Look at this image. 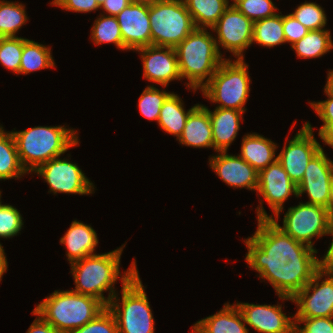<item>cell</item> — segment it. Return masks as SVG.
Segmentation results:
<instances>
[{
  "label": "cell",
  "instance_id": "cell-28",
  "mask_svg": "<svg viewBox=\"0 0 333 333\" xmlns=\"http://www.w3.org/2000/svg\"><path fill=\"white\" fill-rule=\"evenodd\" d=\"M55 62L50 47L23 38V50L19 74H28L39 69L52 68Z\"/></svg>",
  "mask_w": 333,
  "mask_h": 333
},
{
  "label": "cell",
  "instance_id": "cell-24",
  "mask_svg": "<svg viewBox=\"0 0 333 333\" xmlns=\"http://www.w3.org/2000/svg\"><path fill=\"white\" fill-rule=\"evenodd\" d=\"M241 145L239 156L258 173L277 160V157L275 158L277 145L259 134H247L242 139Z\"/></svg>",
  "mask_w": 333,
  "mask_h": 333
},
{
  "label": "cell",
  "instance_id": "cell-47",
  "mask_svg": "<svg viewBox=\"0 0 333 333\" xmlns=\"http://www.w3.org/2000/svg\"><path fill=\"white\" fill-rule=\"evenodd\" d=\"M328 76H327V82H326V85L324 87V89L333 94V70L331 71H328Z\"/></svg>",
  "mask_w": 333,
  "mask_h": 333
},
{
  "label": "cell",
  "instance_id": "cell-44",
  "mask_svg": "<svg viewBox=\"0 0 333 333\" xmlns=\"http://www.w3.org/2000/svg\"><path fill=\"white\" fill-rule=\"evenodd\" d=\"M130 3L131 0H105L100 8L104 9L108 15L116 17Z\"/></svg>",
  "mask_w": 333,
  "mask_h": 333
},
{
  "label": "cell",
  "instance_id": "cell-29",
  "mask_svg": "<svg viewBox=\"0 0 333 333\" xmlns=\"http://www.w3.org/2000/svg\"><path fill=\"white\" fill-rule=\"evenodd\" d=\"M298 58H319L333 48L330 31L326 29L311 30L291 46Z\"/></svg>",
  "mask_w": 333,
  "mask_h": 333
},
{
  "label": "cell",
  "instance_id": "cell-32",
  "mask_svg": "<svg viewBox=\"0 0 333 333\" xmlns=\"http://www.w3.org/2000/svg\"><path fill=\"white\" fill-rule=\"evenodd\" d=\"M91 39L96 44L114 43L118 49L123 50V39L116 17L102 15L95 20L91 29Z\"/></svg>",
  "mask_w": 333,
  "mask_h": 333
},
{
  "label": "cell",
  "instance_id": "cell-41",
  "mask_svg": "<svg viewBox=\"0 0 333 333\" xmlns=\"http://www.w3.org/2000/svg\"><path fill=\"white\" fill-rule=\"evenodd\" d=\"M283 31L286 42L292 46L303 38L309 30L291 14H287L283 15Z\"/></svg>",
  "mask_w": 333,
  "mask_h": 333
},
{
  "label": "cell",
  "instance_id": "cell-26",
  "mask_svg": "<svg viewBox=\"0 0 333 333\" xmlns=\"http://www.w3.org/2000/svg\"><path fill=\"white\" fill-rule=\"evenodd\" d=\"M196 28L210 29L229 7V0H183Z\"/></svg>",
  "mask_w": 333,
  "mask_h": 333
},
{
  "label": "cell",
  "instance_id": "cell-48",
  "mask_svg": "<svg viewBox=\"0 0 333 333\" xmlns=\"http://www.w3.org/2000/svg\"><path fill=\"white\" fill-rule=\"evenodd\" d=\"M329 212L333 216V180L330 187Z\"/></svg>",
  "mask_w": 333,
  "mask_h": 333
},
{
  "label": "cell",
  "instance_id": "cell-8",
  "mask_svg": "<svg viewBox=\"0 0 333 333\" xmlns=\"http://www.w3.org/2000/svg\"><path fill=\"white\" fill-rule=\"evenodd\" d=\"M152 45H179L196 27L183 0H157L149 4Z\"/></svg>",
  "mask_w": 333,
  "mask_h": 333
},
{
  "label": "cell",
  "instance_id": "cell-11",
  "mask_svg": "<svg viewBox=\"0 0 333 333\" xmlns=\"http://www.w3.org/2000/svg\"><path fill=\"white\" fill-rule=\"evenodd\" d=\"M256 191L266 200L276 218L274 219L272 215L268 216L263 206H258L257 219L272 221L278 220L280 212L283 211V204L289 196L293 194L297 197L298 195L297 186L277 160L259 172Z\"/></svg>",
  "mask_w": 333,
  "mask_h": 333
},
{
  "label": "cell",
  "instance_id": "cell-42",
  "mask_svg": "<svg viewBox=\"0 0 333 333\" xmlns=\"http://www.w3.org/2000/svg\"><path fill=\"white\" fill-rule=\"evenodd\" d=\"M51 5L63 8V10L75 12H91L100 9L96 0H52Z\"/></svg>",
  "mask_w": 333,
  "mask_h": 333
},
{
  "label": "cell",
  "instance_id": "cell-3",
  "mask_svg": "<svg viewBox=\"0 0 333 333\" xmlns=\"http://www.w3.org/2000/svg\"><path fill=\"white\" fill-rule=\"evenodd\" d=\"M11 133L20 163L26 172H34L40 165L60 157L79 142L76 131L64 126H35Z\"/></svg>",
  "mask_w": 333,
  "mask_h": 333
},
{
  "label": "cell",
  "instance_id": "cell-40",
  "mask_svg": "<svg viewBox=\"0 0 333 333\" xmlns=\"http://www.w3.org/2000/svg\"><path fill=\"white\" fill-rule=\"evenodd\" d=\"M294 333H333V317L294 318ZM304 323L301 328L297 324Z\"/></svg>",
  "mask_w": 333,
  "mask_h": 333
},
{
  "label": "cell",
  "instance_id": "cell-39",
  "mask_svg": "<svg viewBox=\"0 0 333 333\" xmlns=\"http://www.w3.org/2000/svg\"><path fill=\"white\" fill-rule=\"evenodd\" d=\"M69 333H119L113 313L106 307L94 319Z\"/></svg>",
  "mask_w": 333,
  "mask_h": 333
},
{
  "label": "cell",
  "instance_id": "cell-30",
  "mask_svg": "<svg viewBox=\"0 0 333 333\" xmlns=\"http://www.w3.org/2000/svg\"><path fill=\"white\" fill-rule=\"evenodd\" d=\"M252 42L269 48L286 43L283 31V15L276 14L253 22Z\"/></svg>",
  "mask_w": 333,
  "mask_h": 333
},
{
  "label": "cell",
  "instance_id": "cell-21",
  "mask_svg": "<svg viewBox=\"0 0 333 333\" xmlns=\"http://www.w3.org/2000/svg\"><path fill=\"white\" fill-rule=\"evenodd\" d=\"M212 125V136L215 151H227L240 130V119L243 111L229 108L208 109Z\"/></svg>",
  "mask_w": 333,
  "mask_h": 333
},
{
  "label": "cell",
  "instance_id": "cell-5",
  "mask_svg": "<svg viewBox=\"0 0 333 333\" xmlns=\"http://www.w3.org/2000/svg\"><path fill=\"white\" fill-rule=\"evenodd\" d=\"M106 306L98 299L73 291L47 296L34 311L61 333H69L94 319Z\"/></svg>",
  "mask_w": 333,
  "mask_h": 333
},
{
  "label": "cell",
  "instance_id": "cell-34",
  "mask_svg": "<svg viewBox=\"0 0 333 333\" xmlns=\"http://www.w3.org/2000/svg\"><path fill=\"white\" fill-rule=\"evenodd\" d=\"M290 14L309 31L323 29L327 23L325 11L320 5L314 2L305 1Z\"/></svg>",
  "mask_w": 333,
  "mask_h": 333
},
{
  "label": "cell",
  "instance_id": "cell-23",
  "mask_svg": "<svg viewBox=\"0 0 333 333\" xmlns=\"http://www.w3.org/2000/svg\"><path fill=\"white\" fill-rule=\"evenodd\" d=\"M192 328L197 333H249L238 307L229 303L216 314L197 321Z\"/></svg>",
  "mask_w": 333,
  "mask_h": 333
},
{
  "label": "cell",
  "instance_id": "cell-51",
  "mask_svg": "<svg viewBox=\"0 0 333 333\" xmlns=\"http://www.w3.org/2000/svg\"><path fill=\"white\" fill-rule=\"evenodd\" d=\"M191 333H197V332L192 328V332Z\"/></svg>",
  "mask_w": 333,
  "mask_h": 333
},
{
  "label": "cell",
  "instance_id": "cell-38",
  "mask_svg": "<svg viewBox=\"0 0 333 333\" xmlns=\"http://www.w3.org/2000/svg\"><path fill=\"white\" fill-rule=\"evenodd\" d=\"M23 227V220L18 209L9 204L0 203V237L16 236Z\"/></svg>",
  "mask_w": 333,
  "mask_h": 333
},
{
  "label": "cell",
  "instance_id": "cell-37",
  "mask_svg": "<svg viewBox=\"0 0 333 333\" xmlns=\"http://www.w3.org/2000/svg\"><path fill=\"white\" fill-rule=\"evenodd\" d=\"M232 4L252 22L277 14L272 0H233Z\"/></svg>",
  "mask_w": 333,
  "mask_h": 333
},
{
  "label": "cell",
  "instance_id": "cell-1",
  "mask_svg": "<svg viewBox=\"0 0 333 333\" xmlns=\"http://www.w3.org/2000/svg\"><path fill=\"white\" fill-rule=\"evenodd\" d=\"M245 260L276 290L282 300H291L321 268L317 250L285 234L271 219H258L252 237L245 239Z\"/></svg>",
  "mask_w": 333,
  "mask_h": 333
},
{
  "label": "cell",
  "instance_id": "cell-49",
  "mask_svg": "<svg viewBox=\"0 0 333 333\" xmlns=\"http://www.w3.org/2000/svg\"><path fill=\"white\" fill-rule=\"evenodd\" d=\"M157 0H131V2H138V3H152V2H155Z\"/></svg>",
  "mask_w": 333,
  "mask_h": 333
},
{
  "label": "cell",
  "instance_id": "cell-36",
  "mask_svg": "<svg viewBox=\"0 0 333 333\" xmlns=\"http://www.w3.org/2000/svg\"><path fill=\"white\" fill-rule=\"evenodd\" d=\"M324 92L328 96L327 100L311 102L310 105L323 121V126L319 129L318 135L325 144L333 147V94L325 89Z\"/></svg>",
  "mask_w": 333,
  "mask_h": 333
},
{
  "label": "cell",
  "instance_id": "cell-15",
  "mask_svg": "<svg viewBox=\"0 0 333 333\" xmlns=\"http://www.w3.org/2000/svg\"><path fill=\"white\" fill-rule=\"evenodd\" d=\"M333 180V161L323 148L307 165L302 181L297 185V197L307 193V204L320 205L329 210L330 187Z\"/></svg>",
  "mask_w": 333,
  "mask_h": 333
},
{
  "label": "cell",
  "instance_id": "cell-20",
  "mask_svg": "<svg viewBox=\"0 0 333 333\" xmlns=\"http://www.w3.org/2000/svg\"><path fill=\"white\" fill-rule=\"evenodd\" d=\"M180 144L193 148L214 149L212 125L208 108L198 104L189 114L182 135L179 137Z\"/></svg>",
  "mask_w": 333,
  "mask_h": 333
},
{
  "label": "cell",
  "instance_id": "cell-35",
  "mask_svg": "<svg viewBox=\"0 0 333 333\" xmlns=\"http://www.w3.org/2000/svg\"><path fill=\"white\" fill-rule=\"evenodd\" d=\"M23 50V38H0V63L6 69L19 74L21 56Z\"/></svg>",
  "mask_w": 333,
  "mask_h": 333
},
{
  "label": "cell",
  "instance_id": "cell-10",
  "mask_svg": "<svg viewBox=\"0 0 333 333\" xmlns=\"http://www.w3.org/2000/svg\"><path fill=\"white\" fill-rule=\"evenodd\" d=\"M292 302L298 306L294 318L333 317V272L320 268Z\"/></svg>",
  "mask_w": 333,
  "mask_h": 333
},
{
  "label": "cell",
  "instance_id": "cell-18",
  "mask_svg": "<svg viewBox=\"0 0 333 333\" xmlns=\"http://www.w3.org/2000/svg\"><path fill=\"white\" fill-rule=\"evenodd\" d=\"M236 306L244 322L259 333H294V317H287L282 305L236 303Z\"/></svg>",
  "mask_w": 333,
  "mask_h": 333
},
{
  "label": "cell",
  "instance_id": "cell-43",
  "mask_svg": "<svg viewBox=\"0 0 333 333\" xmlns=\"http://www.w3.org/2000/svg\"><path fill=\"white\" fill-rule=\"evenodd\" d=\"M32 314L37 315L38 317L30 325L29 329L27 330V333H61L58 330H56L51 324L46 322L34 310L32 311Z\"/></svg>",
  "mask_w": 333,
  "mask_h": 333
},
{
  "label": "cell",
  "instance_id": "cell-19",
  "mask_svg": "<svg viewBox=\"0 0 333 333\" xmlns=\"http://www.w3.org/2000/svg\"><path fill=\"white\" fill-rule=\"evenodd\" d=\"M209 164L227 185L257 190L259 173L239 155L233 156L227 151H218V155L209 159Z\"/></svg>",
  "mask_w": 333,
  "mask_h": 333
},
{
  "label": "cell",
  "instance_id": "cell-45",
  "mask_svg": "<svg viewBox=\"0 0 333 333\" xmlns=\"http://www.w3.org/2000/svg\"><path fill=\"white\" fill-rule=\"evenodd\" d=\"M328 235H332L333 239V221ZM320 267L326 271L333 272V240L327 250V253L324 255L323 259L320 260Z\"/></svg>",
  "mask_w": 333,
  "mask_h": 333
},
{
  "label": "cell",
  "instance_id": "cell-46",
  "mask_svg": "<svg viewBox=\"0 0 333 333\" xmlns=\"http://www.w3.org/2000/svg\"><path fill=\"white\" fill-rule=\"evenodd\" d=\"M7 259L4 253V249L2 247V245L0 244V281L2 280V276L3 274L6 272L7 270Z\"/></svg>",
  "mask_w": 333,
  "mask_h": 333
},
{
  "label": "cell",
  "instance_id": "cell-16",
  "mask_svg": "<svg viewBox=\"0 0 333 333\" xmlns=\"http://www.w3.org/2000/svg\"><path fill=\"white\" fill-rule=\"evenodd\" d=\"M123 50H136L152 45L149 4L131 2L117 16Z\"/></svg>",
  "mask_w": 333,
  "mask_h": 333
},
{
  "label": "cell",
  "instance_id": "cell-25",
  "mask_svg": "<svg viewBox=\"0 0 333 333\" xmlns=\"http://www.w3.org/2000/svg\"><path fill=\"white\" fill-rule=\"evenodd\" d=\"M182 101L177 94L171 93L164 101L157 121L162 130L176 136L177 140L183 133L190 112L198 105L186 112Z\"/></svg>",
  "mask_w": 333,
  "mask_h": 333
},
{
  "label": "cell",
  "instance_id": "cell-9",
  "mask_svg": "<svg viewBox=\"0 0 333 333\" xmlns=\"http://www.w3.org/2000/svg\"><path fill=\"white\" fill-rule=\"evenodd\" d=\"M332 221L333 216L327 208L300 202L299 205L288 208L282 227L277 221L273 222L296 241L314 248L311 240L328 235Z\"/></svg>",
  "mask_w": 333,
  "mask_h": 333
},
{
  "label": "cell",
  "instance_id": "cell-12",
  "mask_svg": "<svg viewBox=\"0 0 333 333\" xmlns=\"http://www.w3.org/2000/svg\"><path fill=\"white\" fill-rule=\"evenodd\" d=\"M34 173L45 179L50 187V192L90 194L94 191V185L85 176L76 163H71L67 159L53 158L40 165Z\"/></svg>",
  "mask_w": 333,
  "mask_h": 333
},
{
  "label": "cell",
  "instance_id": "cell-7",
  "mask_svg": "<svg viewBox=\"0 0 333 333\" xmlns=\"http://www.w3.org/2000/svg\"><path fill=\"white\" fill-rule=\"evenodd\" d=\"M117 294L108 304L119 333H154V317L138 272L122 284V298Z\"/></svg>",
  "mask_w": 333,
  "mask_h": 333
},
{
  "label": "cell",
  "instance_id": "cell-13",
  "mask_svg": "<svg viewBox=\"0 0 333 333\" xmlns=\"http://www.w3.org/2000/svg\"><path fill=\"white\" fill-rule=\"evenodd\" d=\"M211 29L217 33L219 52L221 46L236 58L244 59L243 51L253 44V22L249 18L231 4Z\"/></svg>",
  "mask_w": 333,
  "mask_h": 333
},
{
  "label": "cell",
  "instance_id": "cell-17",
  "mask_svg": "<svg viewBox=\"0 0 333 333\" xmlns=\"http://www.w3.org/2000/svg\"><path fill=\"white\" fill-rule=\"evenodd\" d=\"M136 51L141 52L143 76L148 81L167 87L170 81L182 79L174 48L150 45Z\"/></svg>",
  "mask_w": 333,
  "mask_h": 333
},
{
  "label": "cell",
  "instance_id": "cell-22",
  "mask_svg": "<svg viewBox=\"0 0 333 333\" xmlns=\"http://www.w3.org/2000/svg\"><path fill=\"white\" fill-rule=\"evenodd\" d=\"M60 243L66 246L69 263L94 255L98 238L95 230L77 220L72 221L70 228L61 237Z\"/></svg>",
  "mask_w": 333,
  "mask_h": 333
},
{
  "label": "cell",
  "instance_id": "cell-50",
  "mask_svg": "<svg viewBox=\"0 0 333 333\" xmlns=\"http://www.w3.org/2000/svg\"><path fill=\"white\" fill-rule=\"evenodd\" d=\"M105 0H96L97 4L99 7L102 6V4L104 3Z\"/></svg>",
  "mask_w": 333,
  "mask_h": 333
},
{
  "label": "cell",
  "instance_id": "cell-27",
  "mask_svg": "<svg viewBox=\"0 0 333 333\" xmlns=\"http://www.w3.org/2000/svg\"><path fill=\"white\" fill-rule=\"evenodd\" d=\"M26 173L20 163L12 133L5 132L0 125V180L19 179Z\"/></svg>",
  "mask_w": 333,
  "mask_h": 333
},
{
  "label": "cell",
  "instance_id": "cell-31",
  "mask_svg": "<svg viewBox=\"0 0 333 333\" xmlns=\"http://www.w3.org/2000/svg\"><path fill=\"white\" fill-rule=\"evenodd\" d=\"M28 20L25 6L17 2L0 1V38L18 37L16 33Z\"/></svg>",
  "mask_w": 333,
  "mask_h": 333
},
{
  "label": "cell",
  "instance_id": "cell-4",
  "mask_svg": "<svg viewBox=\"0 0 333 333\" xmlns=\"http://www.w3.org/2000/svg\"><path fill=\"white\" fill-rule=\"evenodd\" d=\"M174 49L180 76L189 80L186 85L194 91L202 89L225 60L218 50L215 37L206 28H195Z\"/></svg>",
  "mask_w": 333,
  "mask_h": 333
},
{
  "label": "cell",
  "instance_id": "cell-6",
  "mask_svg": "<svg viewBox=\"0 0 333 333\" xmlns=\"http://www.w3.org/2000/svg\"><path fill=\"white\" fill-rule=\"evenodd\" d=\"M250 83L248 65L244 59H236L233 62L225 59L201 91L205 98L219 103L218 108L245 112L246 108L243 106L250 96Z\"/></svg>",
  "mask_w": 333,
  "mask_h": 333
},
{
  "label": "cell",
  "instance_id": "cell-2",
  "mask_svg": "<svg viewBox=\"0 0 333 333\" xmlns=\"http://www.w3.org/2000/svg\"><path fill=\"white\" fill-rule=\"evenodd\" d=\"M123 247L105 254H94L70 263L71 273L75 281V289L71 291L88 295L100 300L106 307L116 295L114 284L121 276L122 284H126L137 272L136 260L121 275L120 259ZM109 290L108 297L103 292Z\"/></svg>",
  "mask_w": 333,
  "mask_h": 333
},
{
  "label": "cell",
  "instance_id": "cell-33",
  "mask_svg": "<svg viewBox=\"0 0 333 333\" xmlns=\"http://www.w3.org/2000/svg\"><path fill=\"white\" fill-rule=\"evenodd\" d=\"M171 93L160 91L154 85L147 86L139 98V110L143 117L149 120L158 121L161 107Z\"/></svg>",
  "mask_w": 333,
  "mask_h": 333
},
{
  "label": "cell",
  "instance_id": "cell-14",
  "mask_svg": "<svg viewBox=\"0 0 333 333\" xmlns=\"http://www.w3.org/2000/svg\"><path fill=\"white\" fill-rule=\"evenodd\" d=\"M321 149V145L313 135V128L309 122H306L288 145L285 143L276 157L297 186L302 181L307 165Z\"/></svg>",
  "mask_w": 333,
  "mask_h": 333
}]
</instances>
